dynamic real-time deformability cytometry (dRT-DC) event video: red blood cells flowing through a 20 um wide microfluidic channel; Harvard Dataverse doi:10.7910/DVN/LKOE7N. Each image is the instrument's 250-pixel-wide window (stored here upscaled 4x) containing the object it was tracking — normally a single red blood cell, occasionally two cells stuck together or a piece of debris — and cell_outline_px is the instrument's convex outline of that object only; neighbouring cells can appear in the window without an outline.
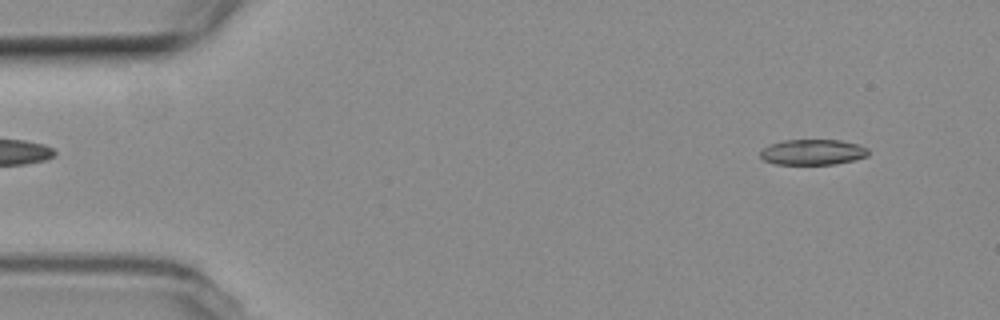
{"species": "common noctule bat (a hibernating species)", "species_latin": "Nyctalus noctula", "temperature_condition": "room temperature", "stored_images_in_passage": 53, "camera_frame_rate_fps": 3000, "um_per_image_px": 0.085, "animal": {"sex": "female", "body_mass_g": 19.3, "forearm_length_mm": 54.1}, "frame": {"image": 1, "passage_image": 4, "time_ms": 1.0, "image_size_px": [1000, 320], "cell_outline_px": [[868, 156], [852, 160], [832, 164], [776, 164], [764, 160], [760, 156], [760, 152], [768, 144], [784, 140], [840, 140], [856, 144], [868, 148]], "centroid_in_image_um": [69.05, 12.92], "position_along_channel_um": 15.9, "area_um2": 15.95}}
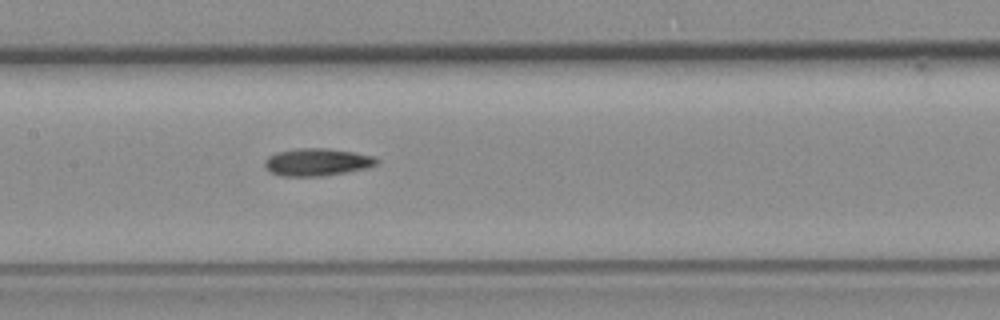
{"frame": {"image": 2, "passage_image": 25, "time_ms": 8.0, "image_size_px": [1000, 320], "cell_outline_px": [[380, 160], [376, 164], [368, 168], [324, 176], [280, 176], [272, 172], [264, 164], [264, 160], [268, 156], [276, 152], [296, 148], [328, 148], [356, 152], [372, 156]], "centroid_in_image_um": [26.96, 13.77], "position_along_channel_um": 180.4, "area_um2": 18.03}}
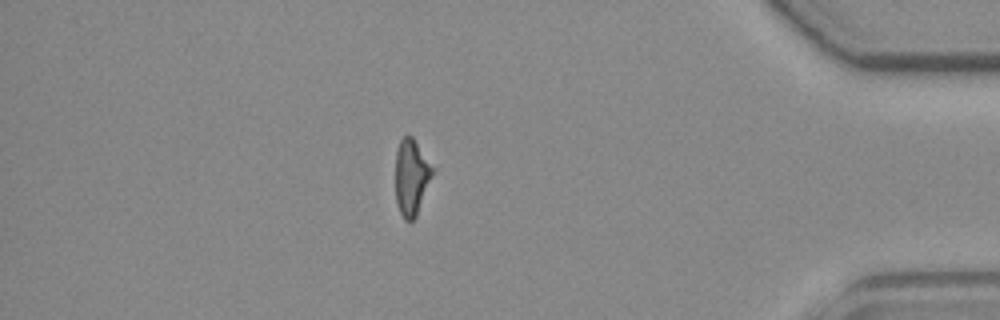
{"frame": {"image": 3, "passage_image": 46, "time_ms": 15.0, "image_size_px": [1000, 320], "cell_outline_px": [[436, 168], [416, 216], [412, 220], [404, 220], [400, 212], [396, 200], [396, 152], [400, 140], [408, 132], [412, 136]], "centroid_in_image_um": [35.0, 15.0], "position_along_channel_um": 400.2, "area_um2": 16.65}}